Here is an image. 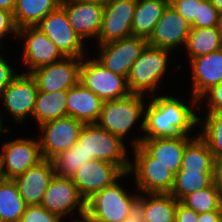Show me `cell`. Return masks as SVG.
I'll use <instances>...</instances> for the list:
<instances>
[{
	"mask_svg": "<svg viewBox=\"0 0 222 222\" xmlns=\"http://www.w3.org/2000/svg\"><path fill=\"white\" fill-rule=\"evenodd\" d=\"M174 93L147 97L144 108L143 138H179L198 135V99L178 98ZM150 99V100H149ZM181 99V100H180ZM195 134H194V133Z\"/></svg>",
	"mask_w": 222,
	"mask_h": 222,
	"instance_id": "1",
	"label": "cell"
},
{
	"mask_svg": "<svg viewBox=\"0 0 222 222\" xmlns=\"http://www.w3.org/2000/svg\"><path fill=\"white\" fill-rule=\"evenodd\" d=\"M145 98L144 95L130 93L124 98L104 101L96 124L126 143H129L126 139L131 137V144H128L131 146L130 149L140 145L143 138L140 134L144 131ZM135 126L140 128H138L139 134H134L137 137L129 135Z\"/></svg>",
	"mask_w": 222,
	"mask_h": 222,
	"instance_id": "2",
	"label": "cell"
},
{
	"mask_svg": "<svg viewBox=\"0 0 222 222\" xmlns=\"http://www.w3.org/2000/svg\"><path fill=\"white\" fill-rule=\"evenodd\" d=\"M131 176L125 172L113 184L93 194L86 200L85 217L92 222H121L137 210L139 191L129 192L122 180ZM124 178V179H123ZM119 181V182H118ZM123 185V186H122Z\"/></svg>",
	"mask_w": 222,
	"mask_h": 222,
	"instance_id": "3",
	"label": "cell"
},
{
	"mask_svg": "<svg viewBox=\"0 0 222 222\" xmlns=\"http://www.w3.org/2000/svg\"><path fill=\"white\" fill-rule=\"evenodd\" d=\"M172 53L173 51L169 49L147 44L133 63L127 77L130 93L141 94L146 97L158 95V92L161 94L160 84L168 74L169 62L174 55Z\"/></svg>",
	"mask_w": 222,
	"mask_h": 222,
	"instance_id": "4",
	"label": "cell"
},
{
	"mask_svg": "<svg viewBox=\"0 0 222 222\" xmlns=\"http://www.w3.org/2000/svg\"><path fill=\"white\" fill-rule=\"evenodd\" d=\"M78 142L87 158L116 164L124 173L130 165L129 148L121 138L95 124H84Z\"/></svg>",
	"mask_w": 222,
	"mask_h": 222,
	"instance_id": "5",
	"label": "cell"
},
{
	"mask_svg": "<svg viewBox=\"0 0 222 222\" xmlns=\"http://www.w3.org/2000/svg\"><path fill=\"white\" fill-rule=\"evenodd\" d=\"M133 159L128 173L133 174L135 187L139 193H170L175 174L152 157L141 145L132 147Z\"/></svg>",
	"mask_w": 222,
	"mask_h": 222,
	"instance_id": "6",
	"label": "cell"
},
{
	"mask_svg": "<svg viewBox=\"0 0 222 222\" xmlns=\"http://www.w3.org/2000/svg\"><path fill=\"white\" fill-rule=\"evenodd\" d=\"M89 54L82 58L79 82L93 91L103 101L120 99L130 91L127 79L107 69L95 56Z\"/></svg>",
	"mask_w": 222,
	"mask_h": 222,
	"instance_id": "7",
	"label": "cell"
},
{
	"mask_svg": "<svg viewBox=\"0 0 222 222\" xmlns=\"http://www.w3.org/2000/svg\"><path fill=\"white\" fill-rule=\"evenodd\" d=\"M11 138L0 145V177L5 179H13L44 160L38 138Z\"/></svg>",
	"mask_w": 222,
	"mask_h": 222,
	"instance_id": "8",
	"label": "cell"
},
{
	"mask_svg": "<svg viewBox=\"0 0 222 222\" xmlns=\"http://www.w3.org/2000/svg\"><path fill=\"white\" fill-rule=\"evenodd\" d=\"M38 91L30 73L19 72L0 96L2 115L7 113V118L10 116L16 125L24 124L26 119L32 118Z\"/></svg>",
	"mask_w": 222,
	"mask_h": 222,
	"instance_id": "9",
	"label": "cell"
},
{
	"mask_svg": "<svg viewBox=\"0 0 222 222\" xmlns=\"http://www.w3.org/2000/svg\"><path fill=\"white\" fill-rule=\"evenodd\" d=\"M34 27L43 32L65 57L83 58L89 55L85 48L88 45L74 31L68 21L67 13L61 6L50 12Z\"/></svg>",
	"mask_w": 222,
	"mask_h": 222,
	"instance_id": "10",
	"label": "cell"
},
{
	"mask_svg": "<svg viewBox=\"0 0 222 222\" xmlns=\"http://www.w3.org/2000/svg\"><path fill=\"white\" fill-rule=\"evenodd\" d=\"M40 205L63 220L71 214L83 217L86 212V201L72 178L57 175L51 179Z\"/></svg>",
	"mask_w": 222,
	"mask_h": 222,
	"instance_id": "11",
	"label": "cell"
},
{
	"mask_svg": "<svg viewBox=\"0 0 222 222\" xmlns=\"http://www.w3.org/2000/svg\"><path fill=\"white\" fill-rule=\"evenodd\" d=\"M146 45V39L132 35L106 44L93 45L94 51H97L93 56L107 69L127 79L133 63Z\"/></svg>",
	"mask_w": 222,
	"mask_h": 222,
	"instance_id": "12",
	"label": "cell"
},
{
	"mask_svg": "<svg viewBox=\"0 0 222 222\" xmlns=\"http://www.w3.org/2000/svg\"><path fill=\"white\" fill-rule=\"evenodd\" d=\"M22 40V55L19 56L21 65L26 67L22 73H30L33 70L48 64L62 60L65 56L57 46L34 26L18 29L17 41ZM28 68V69H27Z\"/></svg>",
	"mask_w": 222,
	"mask_h": 222,
	"instance_id": "13",
	"label": "cell"
},
{
	"mask_svg": "<svg viewBox=\"0 0 222 222\" xmlns=\"http://www.w3.org/2000/svg\"><path fill=\"white\" fill-rule=\"evenodd\" d=\"M83 125L82 122L65 116L38 126L37 134L43 158L50 160L76 144Z\"/></svg>",
	"mask_w": 222,
	"mask_h": 222,
	"instance_id": "14",
	"label": "cell"
},
{
	"mask_svg": "<svg viewBox=\"0 0 222 222\" xmlns=\"http://www.w3.org/2000/svg\"><path fill=\"white\" fill-rule=\"evenodd\" d=\"M81 63L82 58L64 57L60 61L33 70L30 75L39 91L68 90L79 83Z\"/></svg>",
	"mask_w": 222,
	"mask_h": 222,
	"instance_id": "15",
	"label": "cell"
},
{
	"mask_svg": "<svg viewBox=\"0 0 222 222\" xmlns=\"http://www.w3.org/2000/svg\"><path fill=\"white\" fill-rule=\"evenodd\" d=\"M137 0H111L104 5L102 27L95 45L132 36V20Z\"/></svg>",
	"mask_w": 222,
	"mask_h": 222,
	"instance_id": "16",
	"label": "cell"
},
{
	"mask_svg": "<svg viewBox=\"0 0 222 222\" xmlns=\"http://www.w3.org/2000/svg\"><path fill=\"white\" fill-rule=\"evenodd\" d=\"M123 174L116 164L94 159L81 165L71 178L86 201L96 192L113 184Z\"/></svg>",
	"mask_w": 222,
	"mask_h": 222,
	"instance_id": "17",
	"label": "cell"
},
{
	"mask_svg": "<svg viewBox=\"0 0 222 222\" xmlns=\"http://www.w3.org/2000/svg\"><path fill=\"white\" fill-rule=\"evenodd\" d=\"M190 30V23L169 4L156 23L151 36L147 40V44L153 47L169 49L175 54L176 49L182 50L185 46Z\"/></svg>",
	"mask_w": 222,
	"mask_h": 222,
	"instance_id": "18",
	"label": "cell"
},
{
	"mask_svg": "<svg viewBox=\"0 0 222 222\" xmlns=\"http://www.w3.org/2000/svg\"><path fill=\"white\" fill-rule=\"evenodd\" d=\"M61 7L67 13L74 31L88 44L97 40L102 27L104 6L101 4L62 0Z\"/></svg>",
	"mask_w": 222,
	"mask_h": 222,
	"instance_id": "19",
	"label": "cell"
},
{
	"mask_svg": "<svg viewBox=\"0 0 222 222\" xmlns=\"http://www.w3.org/2000/svg\"><path fill=\"white\" fill-rule=\"evenodd\" d=\"M188 66L191 72L189 85L192 86L188 94L195 99L212 86L222 83V49L192 58Z\"/></svg>",
	"mask_w": 222,
	"mask_h": 222,
	"instance_id": "20",
	"label": "cell"
},
{
	"mask_svg": "<svg viewBox=\"0 0 222 222\" xmlns=\"http://www.w3.org/2000/svg\"><path fill=\"white\" fill-rule=\"evenodd\" d=\"M54 175L55 171L51 160L44 159L36 166L13 178V181L27 205H40Z\"/></svg>",
	"mask_w": 222,
	"mask_h": 222,
	"instance_id": "21",
	"label": "cell"
},
{
	"mask_svg": "<svg viewBox=\"0 0 222 222\" xmlns=\"http://www.w3.org/2000/svg\"><path fill=\"white\" fill-rule=\"evenodd\" d=\"M195 136L197 135H182L179 138H142L140 145L176 174L180 170L185 147Z\"/></svg>",
	"mask_w": 222,
	"mask_h": 222,
	"instance_id": "22",
	"label": "cell"
},
{
	"mask_svg": "<svg viewBox=\"0 0 222 222\" xmlns=\"http://www.w3.org/2000/svg\"><path fill=\"white\" fill-rule=\"evenodd\" d=\"M103 100L80 82L67 90V116L83 124H95L102 109Z\"/></svg>",
	"mask_w": 222,
	"mask_h": 222,
	"instance_id": "23",
	"label": "cell"
},
{
	"mask_svg": "<svg viewBox=\"0 0 222 222\" xmlns=\"http://www.w3.org/2000/svg\"><path fill=\"white\" fill-rule=\"evenodd\" d=\"M178 202L170 193H140L137 211L143 222H175Z\"/></svg>",
	"mask_w": 222,
	"mask_h": 222,
	"instance_id": "24",
	"label": "cell"
},
{
	"mask_svg": "<svg viewBox=\"0 0 222 222\" xmlns=\"http://www.w3.org/2000/svg\"><path fill=\"white\" fill-rule=\"evenodd\" d=\"M168 5L169 0H137L132 35L148 40Z\"/></svg>",
	"mask_w": 222,
	"mask_h": 222,
	"instance_id": "25",
	"label": "cell"
},
{
	"mask_svg": "<svg viewBox=\"0 0 222 222\" xmlns=\"http://www.w3.org/2000/svg\"><path fill=\"white\" fill-rule=\"evenodd\" d=\"M67 90L38 91L32 120L37 126L67 116Z\"/></svg>",
	"mask_w": 222,
	"mask_h": 222,
	"instance_id": "26",
	"label": "cell"
},
{
	"mask_svg": "<svg viewBox=\"0 0 222 222\" xmlns=\"http://www.w3.org/2000/svg\"><path fill=\"white\" fill-rule=\"evenodd\" d=\"M62 0H16L13 10L14 21L18 29L35 26L50 12L61 6Z\"/></svg>",
	"mask_w": 222,
	"mask_h": 222,
	"instance_id": "27",
	"label": "cell"
},
{
	"mask_svg": "<svg viewBox=\"0 0 222 222\" xmlns=\"http://www.w3.org/2000/svg\"><path fill=\"white\" fill-rule=\"evenodd\" d=\"M222 49V36L217 27H191L184 46L187 60Z\"/></svg>",
	"mask_w": 222,
	"mask_h": 222,
	"instance_id": "28",
	"label": "cell"
},
{
	"mask_svg": "<svg viewBox=\"0 0 222 222\" xmlns=\"http://www.w3.org/2000/svg\"><path fill=\"white\" fill-rule=\"evenodd\" d=\"M215 171L179 170L170 194L178 201L186 195L205 189L214 183Z\"/></svg>",
	"mask_w": 222,
	"mask_h": 222,
	"instance_id": "29",
	"label": "cell"
},
{
	"mask_svg": "<svg viewBox=\"0 0 222 222\" xmlns=\"http://www.w3.org/2000/svg\"><path fill=\"white\" fill-rule=\"evenodd\" d=\"M26 207L13 179L0 177V221L19 222Z\"/></svg>",
	"mask_w": 222,
	"mask_h": 222,
	"instance_id": "30",
	"label": "cell"
},
{
	"mask_svg": "<svg viewBox=\"0 0 222 222\" xmlns=\"http://www.w3.org/2000/svg\"><path fill=\"white\" fill-rule=\"evenodd\" d=\"M180 170L215 171V159L207 143L195 136L185 147Z\"/></svg>",
	"mask_w": 222,
	"mask_h": 222,
	"instance_id": "31",
	"label": "cell"
},
{
	"mask_svg": "<svg viewBox=\"0 0 222 222\" xmlns=\"http://www.w3.org/2000/svg\"><path fill=\"white\" fill-rule=\"evenodd\" d=\"M199 114L198 135L207 143L214 159L222 158V112Z\"/></svg>",
	"mask_w": 222,
	"mask_h": 222,
	"instance_id": "32",
	"label": "cell"
},
{
	"mask_svg": "<svg viewBox=\"0 0 222 222\" xmlns=\"http://www.w3.org/2000/svg\"><path fill=\"white\" fill-rule=\"evenodd\" d=\"M94 159L95 158H87L81 144L77 142L69 149L56 154L50 160L52 162L55 175L71 178L81 165Z\"/></svg>",
	"mask_w": 222,
	"mask_h": 222,
	"instance_id": "33",
	"label": "cell"
},
{
	"mask_svg": "<svg viewBox=\"0 0 222 222\" xmlns=\"http://www.w3.org/2000/svg\"><path fill=\"white\" fill-rule=\"evenodd\" d=\"M180 202L198 214L222 210V201L215 182L205 189L186 195Z\"/></svg>",
	"mask_w": 222,
	"mask_h": 222,
	"instance_id": "34",
	"label": "cell"
},
{
	"mask_svg": "<svg viewBox=\"0 0 222 222\" xmlns=\"http://www.w3.org/2000/svg\"><path fill=\"white\" fill-rule=\"evenodd\" d=\"M219 12L210 0H201L198 6L197 17L190 24L191 27L207 28L217 26Z\"/></svg>",
	"mask_w": 222,
	"mask_h": 222,
	"instance_id": "35",
	"label": "cell"
},
{
	"mask_svg": "<svg viewBox=\"0 0 222 222\" xmlns=\"http://www.w3.org/2000/svg\"><path fill=\"white\" fill-rule=\"evenodd\" d=\"M201 108H205L204 112H222V83L212 86L198 98V113L202 112Z\"/></svg>",
	"mask_w": 222,
	"mask_h": 222,
	"instance_id": "36",
	"label": "cell"
},
{
	"mask_svg": "<svg viewBox=\"0 0 222 222\" xmlns=\"http://www.w3.org/2000/svg\"><path fill=\"white\" fill-rule=\"evenodd\" d=\"M59 216L49 212L41 205H27L19 222H62Z\"/></svg>",
	"mask_w": 222,
	"mask_h": 222,
	"instance_id": "37",
	"label": "cell"
},
{
	"mask_svg": "<svg viewBox=\"0 0 222 222\" xmlns=\"http://www.w3.org/2000/svg\"><path fill=\"white\" fill-rule=\"evenodd\" d=\"M200 2L201 0H169V4L190 24L197 17Z\"/></svg>",
	"mask_w": 222,
	"mask_h": 222,
	"instance_id": "38",
	"label": "cell"
},
{
	"mask_svg": "<svg viewBox=\"0 0 222 222\" xmlns=\"http://www.w3.org/2000/svg\"><path fill=\"white\" fill-rule=\"evenodd\" d=\"M12 37H14L15 40L18 38V28L15 24L13 13L0 9V38L5 41Z\"/></svg>",
	"mask_w": 222,
	"mask_h": 222,
	"instance_id": "39",
	"label": "cell"
},
{
	"mask_svg": "<svg viewBox=\"0 0 222 222\" xmlns=\"http://www.w3.org/2000/svg\"><path fill=\"white\" fill-rule=\"evenodd\" d=\"M10 59L6 55L0 54V96L11 81L18 75L20 71L16 70V66L10 63ZM18 71V72H16Z\"/></svg>",
	"mask_w": 222,
	"mask_h": 222,
	"instance_id": "40",
	"label": "cell"
},
{
	"mask_svg": "<svg viewBox=\"0 0 222 222\" xmlns=\"http://www.w3.org/2000/svg\"><path fill=\"white\" fill-rule=\"evenodd\" d=\"M175 222H198V213L179 201L176 207Z\"/></svg>",
	"mask_w": 222,
	"mask_h": 222,
	"instance_id": "41",
	"label": "cell"
},
{
	"mask_svg": "<svg viewBox=\"0 0 222 222\" xmlns=\"http://www.w3.org/2000/svg\"><path fill=\"white\" fill-rule=\"evenodd\" d=\"M198 222H222V210L198 214Z\"/></svg>",
	"mask_w": 222,
	"mask_h": 222,
	"instance_id": "42",
	"label": "cell"
},
{
	"mask_svg": "<svg viewBox=\"0 0 222 222\" xmlns=\"http://www.w3.org/2000/svg\"><path fill=\"white\" fill-rule=\"evenodd\" d=\"M214 182L217 186L222 201V158L215 159Z\"/></svg>",
	"mask_w": 222,
	"mask_h": 222,
	"instance_id": "43",
	"label": "cell"
},
{
	"mask_svg": "<svg viewBox=\"0 0 222 222\" xmlns=\"http://www.w3.org/2000/svg\"><path fill=\"white\" fill-rule=\"evenodd\" d=\"M1 111L2 110H0V137H2L1 135H3V134H5L4 136H8V134L11 135V131H12V129L9 128V126H7V127L5 126V122L7 120H4V119H6L7 115L3 116Z\"/></svg>",
	"mask_w": 222,
	"mask_h": 222,
	"instance_id": "44",
	"label": "cell"
},
{
	"mask_svg": "<svg viewBox=\"0 0 222 222\" xmlns=\"http://www.w3.org/2000/svg\"><path fill=\"white\" fill-rule=\"evenodd\" d=\"M16 0H0V9L7 10L13 13Z\"/></svg>",
	"mask_w": 222,
	"mask_h": 222,
	"instance_id": "45",
	"label": "cell"
},
{
	"mask_svg": "<svg viewBox=\"0 0 222 222\" xmlns=\"http://www.w3.org/2000/svg\"><path fill=\"white\" fill-rule=\"evenodd\" d=\"M121 222H143L140 213L136 210L127 218L123 219Z\"/></svg>",
	"mask_w": 222,
	"mask_h": 222,
	"instance_id": "46",
	"label": "cell"
},
{
	"mask_svg": "<svg viewBox=\"0 0 222 222\" xmlns=\"http://www.w3.org/2000/svg\"><path fill=\"white\" fill-rule=\"evenodd\" d=\"M76 2H84V3H94V4H101V5H105L107 4L109 1L111 0H74Z\"/></svg>",
	"mask_w": 222,
	"mask_h": 222,
	"instance_id": "47",
	"label": "cell"
},
{
	"mask_svg": "<svg viewBox=\"0 0 222 222\" xmlns=\"http://www.w3.org/2000/svg\"><path fill=\"white\" fill-rule=\"evenodd\" d=\"M210 2L218 12H222V0H210Z\"/></svg>",
	"mask_w": 222,
	"mask_h": 222,
	"instance_id": "48",
	"label": "cell"
},
{
	"mask_svg": "<svg viewBox=\"0 0 222 222\" xmlns=\"http://www.w3.org/2000/svg\"><path fill=\"white\" fill-rule=\"evenodd\" d=\"M75 218V219H74ZM70 220V221H69ZM62 222H67L66 220H63ZM68 222H86V217L85 216H83V217H77V216H75V217H71L70 219L68 218Z\"/></svg>",
	"mask_w": 222,
	"mask_h": 222,
	"instance_id": "49",
	"label": "cell"
},
{
	"mask_svg": "<svg viewBox=\"0 0 222 222\" xmlns=\"http://www.w3.org/2000/svg\"><path fill=\"white\" fill-rule=\"evenodd\" d=\"M217 30L222 36V12H219L218 21H217Z\"/></svg>",
	"mask_w": 222,
	"mask_h": 222,
	"instance_id": "50",
	"label": "cell"
},
{
	"mask_svg": "<svg viewBox=\"0 0 222 222\" xmlns=\"http://www.w3.org/2000/svg\"><path fill=\"white\" fill-rule=\"evenodd\" d=\"M4 41L0 38V52H2V51H4L5 52V50H4V46H3V43ZM3 49V50H2ZM2 50V51H1ZM0 54H2V53H0Z\"/></svg>",
	"mask_w": 222,
	"mask_h": 222,
	"instance_id": "51",
	"label": "cell"
}]
</instances>
